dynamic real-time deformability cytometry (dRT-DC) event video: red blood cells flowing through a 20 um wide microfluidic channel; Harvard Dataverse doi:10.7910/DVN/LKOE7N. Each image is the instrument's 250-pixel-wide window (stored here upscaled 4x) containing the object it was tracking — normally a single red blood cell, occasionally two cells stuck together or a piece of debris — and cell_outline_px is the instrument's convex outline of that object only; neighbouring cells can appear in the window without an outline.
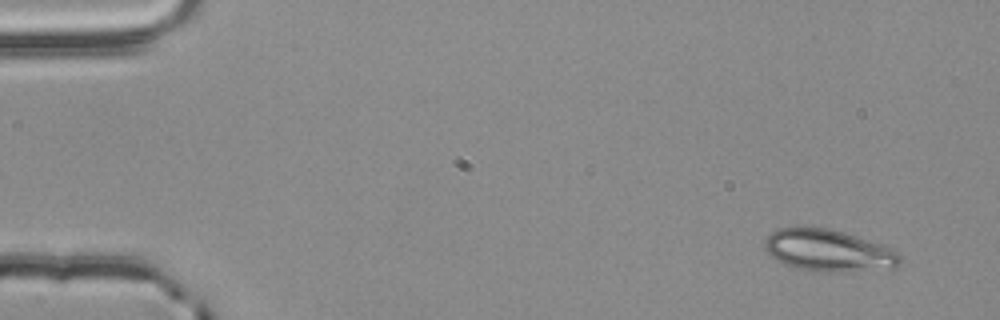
{"species": "common noctule bat (a hibernating species)", "species_latin": "Nyctalus noctula", "temperature_condition": "room temperature", "stored_images_in_passage": 16, "camera_frame_rate_fps": 3000, "um_per_image_px": 0.085, "animal": {"sex": "male", "body_mass_g": 20.4}, "frame": {"image": 1, "passage_image": 3, "time_ms": 0.667, "image_size_px": [1000, 320], "cell_outline_px": [[900, 264], [896, 268], [840, 272], [800, 268], [784, 264], [776, 260], [764, 248], [764, 240], [772, 232], [780, 228], [828, 228], [844, 232], [880, 244], [896, 252], [900, 256]], "centroid_in_image_um": [70.42, 21.3], "position_along_channel_um": 14.6, "area_um2": 32.37}}